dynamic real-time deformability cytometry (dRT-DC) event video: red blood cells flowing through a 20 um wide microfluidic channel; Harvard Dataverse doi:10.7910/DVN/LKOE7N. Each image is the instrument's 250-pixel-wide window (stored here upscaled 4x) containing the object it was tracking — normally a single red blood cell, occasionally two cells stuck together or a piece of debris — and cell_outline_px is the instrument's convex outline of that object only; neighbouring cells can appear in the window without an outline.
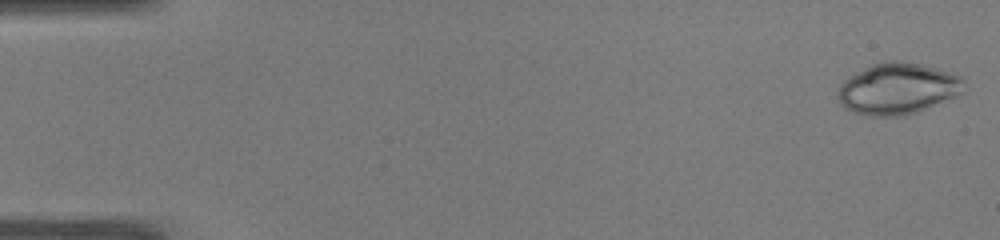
{"species": "common noctule bat (a hibernating species)", "species_latin": "Nyctalus noctula", "temperature_condition": "warm", "stored_images_in_passage": 49, "camera_frame_rate_fps": 3000, "um_per_image_px": 0.085, "animal": {"sex": "male", "body_mass_g": 19.0, "forearm_length_mm": 50.8}, "frame": {"image": 1, "passage_image": 1, "time_ms": 0.0, "image_size_px": [1000, 240], "cell_outline_px": [[964, 80], [960, 92], [920, 112], [908, 116], [868, 116], [852, 112], [840, 104], [840, 84], [848, 76], [872, 64], [892, 60], [896, 60], [920, 64], [948, 72], [960, 76]], "centroid_in_image_um": [76.26, 7.55], "position_along_channel_um": 8.7, "area_um2": 37.28}}
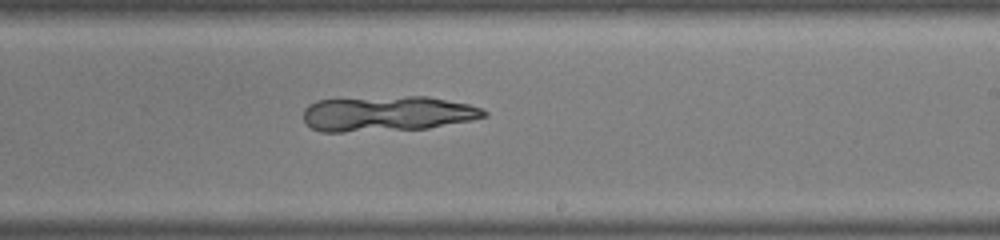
{"frame": {"image": 2, "passage_image": 30, "time_ms": 9.667, "image_size_px": [1000, 240], "cell_outline_px": [[488, 116], [472, 120], [428, 128], [344, 132], [320, 132], [312, 128], [304, 120], [304, 108], [308, 104], [316, 100], [404, 96], [428, 96], [468, 104], [480, 108], [488, 112]], "centroid_in_image_um": [32.92, 9.66], "position_along_channel_um": 256.1, "area_um2": 37.17}}
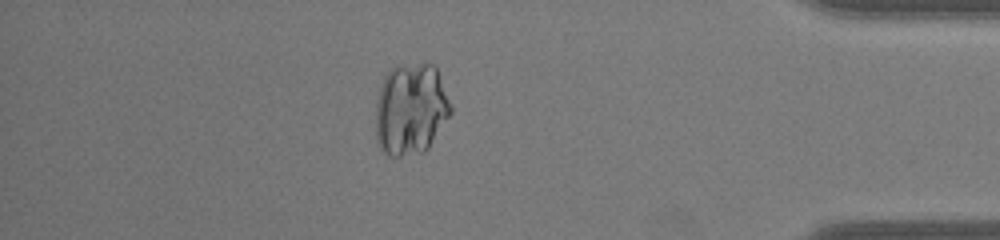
{"frame": {"image": 3, "passage_image": 43, "time_ms": 14.0, "image_size_px": [1000, 240], "cell_outline_px": [[452, 112], [428, 148], [424, 152], [400, 156], [388, 156], [380, 152], [376, 140], [376, 100], [380, 84], [384, 76], [392, 68], [400, 64], [432, 64], [436, 68], [452, 104]], "centroid_in_image_um": [34.89, 9.29], "position_along_channel_um": 400.3, "area_um2": 40.63}}